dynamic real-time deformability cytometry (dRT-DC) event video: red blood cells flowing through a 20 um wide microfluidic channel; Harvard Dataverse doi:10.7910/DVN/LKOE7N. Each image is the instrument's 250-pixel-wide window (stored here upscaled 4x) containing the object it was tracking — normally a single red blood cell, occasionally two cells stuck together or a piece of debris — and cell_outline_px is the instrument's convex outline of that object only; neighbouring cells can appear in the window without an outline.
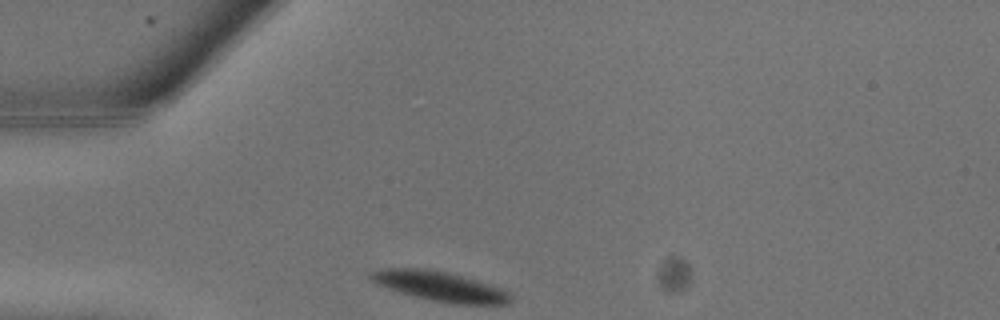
{"species": "common noctule bat (a hibernating species)", "species_latin": "Nyctalus noctula", "temperature_condition": "warm", "stored_images_in_passage": 5, "camera_frame_rate_fps": 3000, "um_per_image_px": 0.085, "animal": {"sex": "male", "body_mass_g": 13.3}, "frame": {"image": 1, "passage_image": 1, "time_ms": 0.0, "image_size_px": [1000, 320], "cell_outline_px": [[512, 300], [508, 304], [452, 304], [432, 300], [416, 296], [388, 288], [376, 284], [368, 276], [368, 272], [380, 268], [420, 268], [444, 272], [476, 280], [512, 292]], "centroid_in_image_um": [37.4, 24.34], "position_along_channel_um": 47.6, "area_um2": 23.99}}
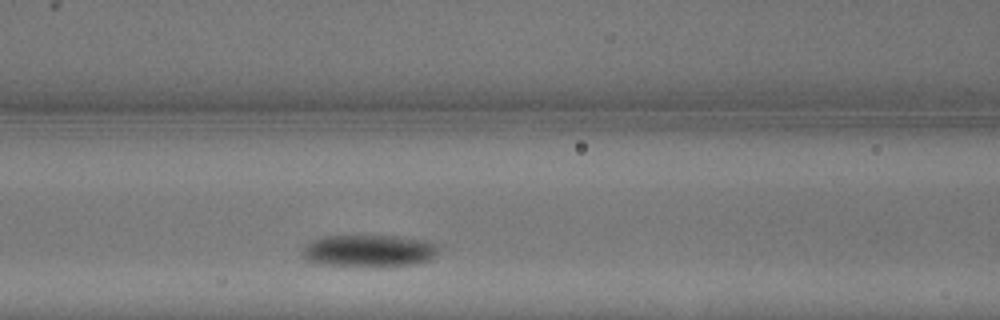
{"frame": {"image": 2, "passage_image": 5, "time_ms": 1.333, "image_size_px": [1000, 320], "cell_outline_px": [[436, 252], [428, 260], [420, 264], [376, 268], [372, 268], [312, 264], [300, 256], [300, 252], [304, 244], [312, 240], [324, 236], [396, 236], [424, 240], [436, 244]], "centroid_in_image_um": [31.24, 21.36], "position_along_channel_um": 135.4, "area_um2": 26.41}}